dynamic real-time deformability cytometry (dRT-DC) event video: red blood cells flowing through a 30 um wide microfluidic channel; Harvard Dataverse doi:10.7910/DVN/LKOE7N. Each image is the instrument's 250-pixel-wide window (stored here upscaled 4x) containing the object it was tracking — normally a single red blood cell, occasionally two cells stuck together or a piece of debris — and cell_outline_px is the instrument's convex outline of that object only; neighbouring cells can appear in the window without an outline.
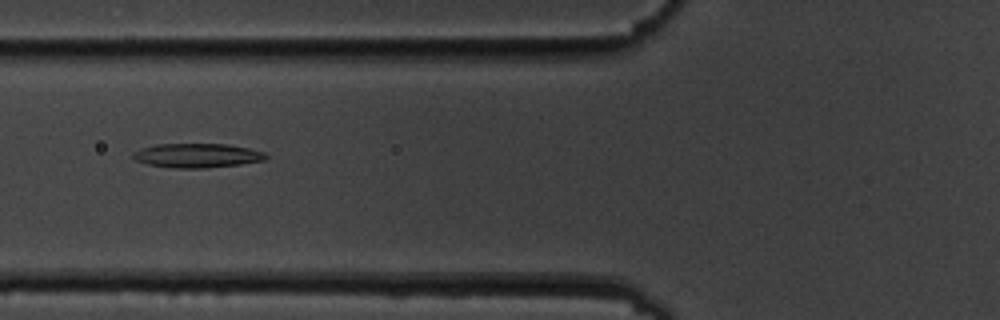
{"species": "common noctule bat (a hibernating species)", "species_latin": "Nyctalus noctula", "temperature_condition": "cold", "stored_images_in_passage": 9, "camera_frame_rate_fps": 3000, "um_per_image_px": 0.085, "animal": {"sex": "male", "body_mass_g": 19.5, "forearm_length_mm": 54.6}, "frame": {"image": 1, "passage_image": 7, "time_ms": 7.0, "image_size_px": [1000, 320], "cell_outline_px": [[268, 156], [264, 160], [240, 164], [204, 168], [172, 168], [148, 164], [136, 160], [132, 156], [132, 152], [156, 144], [228, 144], [248, 148], [264, 152]], "centroid_in_image_um": [16.76, 13.22], "position_along_channel_um": 109.0, "area_um2": 18.61}}
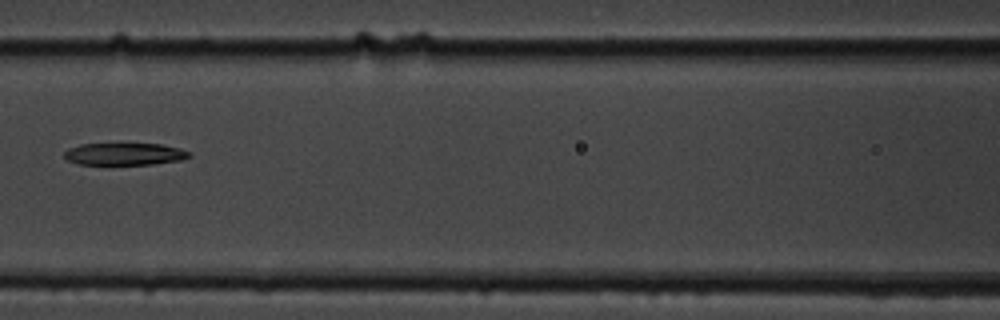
{"frame": {"image": 2, "passage_image": 8, "time_ms": 8.333, "image_size_px": [1000, 320], "cell_outline_px": [[192, 156], [180, 160], [152, 164], [80, 164], [68, 160], [64, 156], [64, 152], [68, 148], [80, 144], [164, 144], [180, 148], [188, 152]], "centroid_in_image_um": [10.59, 13.08], "position_along_channel_um": 156.0, "area_um2": 16.01}}
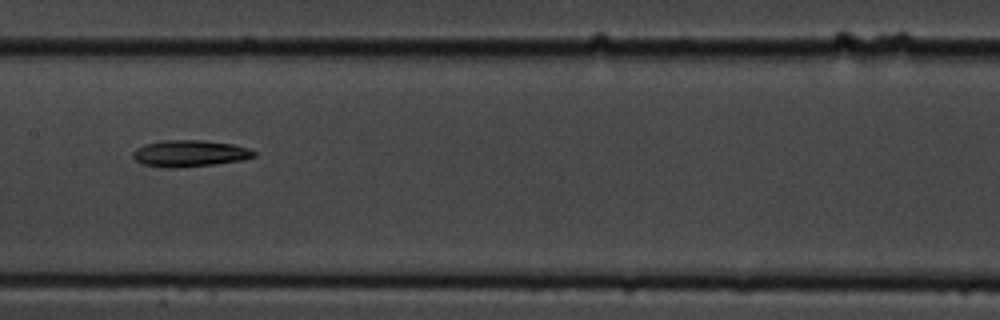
{"frame": {"image": 3, "passage_image": 9, "time_ms": 9.333, "image_size_px": [1000, 320], "cell_outline_px": [[256, 156], [244, 160], [212, 164], [176, 168], [164, 168], [144, 164], [136, 160], [132, 156], [132, 152], [136, 148], [148, 144], [164, 140], [204, 140], [232, 144], [248, 148], [256, 152]], "centroid_in_image_um": [16.14, 13.04], "position_along_channel_um": 191.3, "area_um2": 18.67}}